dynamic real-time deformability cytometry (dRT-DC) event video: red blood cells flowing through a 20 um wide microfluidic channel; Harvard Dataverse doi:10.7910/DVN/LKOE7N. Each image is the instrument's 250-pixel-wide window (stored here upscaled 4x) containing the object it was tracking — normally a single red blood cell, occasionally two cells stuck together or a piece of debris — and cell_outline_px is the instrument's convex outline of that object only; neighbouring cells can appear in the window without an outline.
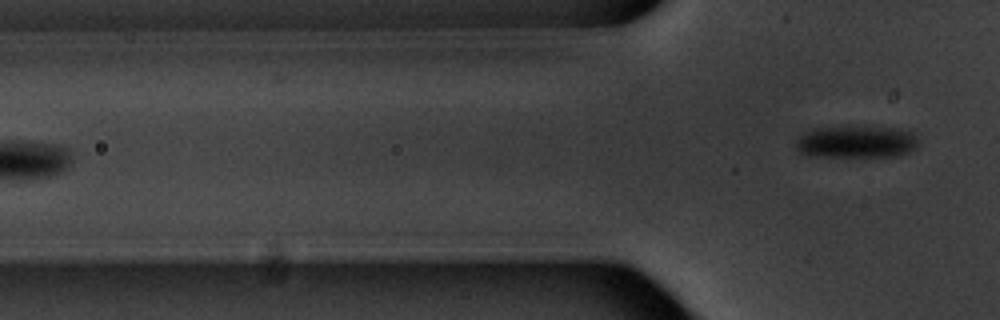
{"species": "common noctule bat (a hibernating species)", "species_latin": "Nyctalus noctula", "temperature_condition": "warm", "stored_images_in_passage": 5, "camera_frame_rate_fps": 3000, "um_per_image_px": 0.085, "animal": {"sex": "male", "body_mass_g": 20.1, "forearm_length_mm": 53.5}, "frame": {"image": 1, "passage_image": 5, "time_ms": 5.667, "image_size_px": [1000, 320], "cell_outline_px": [[916, 144], [912, 148], [896, 156], [808, 156], [800, 152], [796, 148], [796, 140], [800, 136], [812, 128], [892, 128], [912, 132], [916, 136]], "centroid_in_image_um": [72.71, 12.07], "position_along_channel_um": 53.1, "area_um2": 22.14}}